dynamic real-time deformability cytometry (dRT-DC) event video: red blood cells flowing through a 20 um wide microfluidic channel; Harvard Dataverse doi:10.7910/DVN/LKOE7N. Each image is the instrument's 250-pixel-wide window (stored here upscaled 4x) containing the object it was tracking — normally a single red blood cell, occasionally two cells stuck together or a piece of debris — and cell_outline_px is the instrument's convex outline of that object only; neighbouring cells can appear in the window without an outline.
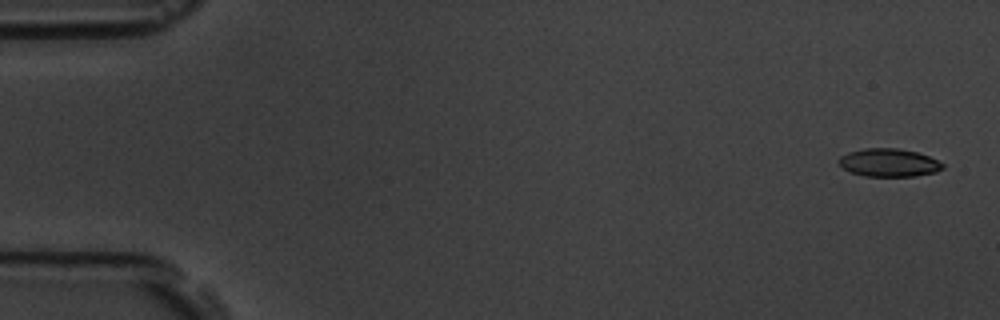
{"species": "common noctule bat (a hibernating species)", "species_latin": "Nyctalus noctula", "temperature_condition": "room temperature", "stored_images_in_passage": 8, "camera_frame_rate_fps": 3000, "um_per_image_px": 0.085, "animal": {"sex": "male", "body_mass_g": 19.5, "forearm_length_mm": 54.6}, "frame": {"image": 1, "passage_image": 1, "time_ms": 0.0, "image_size_px": [1000, 320], "cell_outline_px": [[944, 168], [936, 172], [916, 176], [864, 176], [852, 172], [844, 168], [840, 164], [840, 156], [848, 152], [864, 148], [896, 148], [916, 152], [928, 156], [944, 164]], "centroid_in_image_um": [75.57, 13.82], "position_along_channel_um": 9.4, "area_um2": 16.82}}
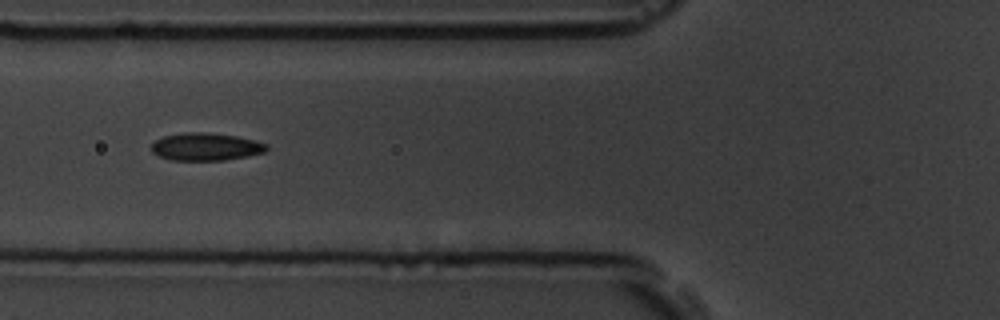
{"frame": {"image": 2, "passage_image": 7, "time_ms": 6.667, "image_size_px": [1000, 320], "cell_outline_px": [[268, 148], [264, 152], [248, 156], [224, 160], [172, 160], [160, 156], [152, 152], [152, 144], [156, 140], [164, 136], [184, 132], [204, 132], [236, 136], [256, 140], [268, 144]], "centroid_in_image_um": [17.52, 12.47], "position_along_channel_um": 108.3, "area_um2": 18.5}}
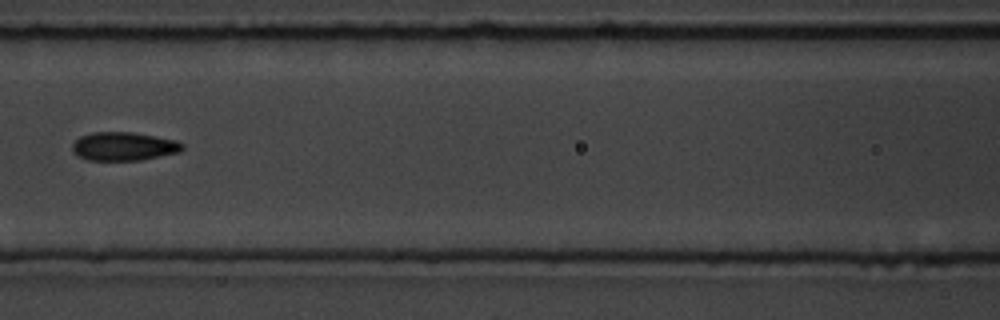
{"frame": {"image": 3, "passage_image": 8, "time_ms": 8.0, "image_size_px": [1000, 320], "cell_outline_px": [[184, 148], [180, 152], [140, 160], [88, 160], [72, 152], [72, 144], [80, 136], [92, 132], [132, 132], [156, 136], [176, 140], [184, 144]], "centroid_in_image_um": [10.53, 12.43], "position_along_channel_um": 156.1, "area_um2": 18.32}}